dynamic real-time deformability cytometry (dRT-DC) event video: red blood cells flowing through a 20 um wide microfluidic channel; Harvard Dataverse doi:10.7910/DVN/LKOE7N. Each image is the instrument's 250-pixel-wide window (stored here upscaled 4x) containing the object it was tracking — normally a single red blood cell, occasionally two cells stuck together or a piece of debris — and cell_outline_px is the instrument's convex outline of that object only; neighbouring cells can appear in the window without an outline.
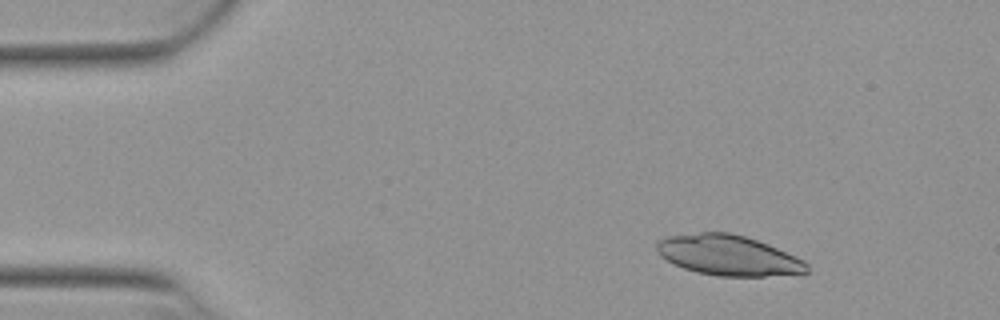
{"species": "Egyptian fruit bat (a non-hibernating species)", "species_latin": "Rousettus aegyptiacus", "temperature_condition": "warm", "stored_images_in_passage": 52, "camera_frame_rate_fps": 3000, "um_per_image_px": 0.085, "animal": {"sex": "female"}, "frame": {"image": 1, "passage_image": 7, "time_ms": 2.0, "image_size_px": [1000, 320], "cell_outline_px": [[808, 272], [804, 276], [720, 276], [696, 272], [684, 268], [660, 256], [656, 252], [656, 244], [660, 240], [668, 236], [700, 232], [728, 232], [744, 236], [768, 244], [796, 256], [804, 260], [808, 264]], "centroid_in_image_um": [61.99, 21.72], "position_along_channel_um": 23.0, "area_um2": 35.6}}